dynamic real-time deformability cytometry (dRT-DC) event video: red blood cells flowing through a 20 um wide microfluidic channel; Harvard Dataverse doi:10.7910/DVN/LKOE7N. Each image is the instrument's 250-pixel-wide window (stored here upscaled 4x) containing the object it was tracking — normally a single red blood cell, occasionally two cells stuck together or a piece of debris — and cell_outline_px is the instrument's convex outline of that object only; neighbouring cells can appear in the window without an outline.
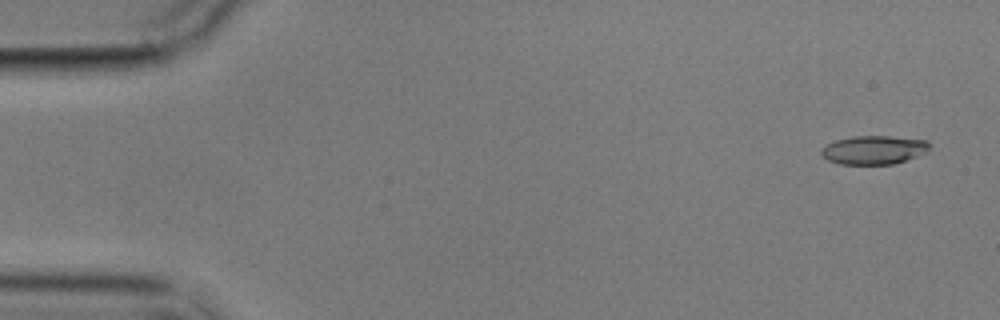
{"species": "common noctule bat (a hibernating species)", "species_latin": "Nyctalus noctula", "temperature_condition": "cold", "stored_images_in_passage": 5, "camera_frame_rate_fps": 3000, "um_per_image_px": 0.085, "animal": {"sex": "male", "body_mass_g": 17.9}, "frame": {"image": 1, "passage_image": 1, "time_ms": 0.0, "image_size_px": [1000, 320], "cell_outline_px": [[928, 148], [924, 152], [916, 156], [892, 164], [840, 164], [828, 160], [820, 152], [820, 148], [836, 140], [852, 136], [888, 136], [928, 140]], "centroid_in_image_um": [74.23, 12.73], "position_along_channel_um": 10.8, "area_um2": 17.8}}